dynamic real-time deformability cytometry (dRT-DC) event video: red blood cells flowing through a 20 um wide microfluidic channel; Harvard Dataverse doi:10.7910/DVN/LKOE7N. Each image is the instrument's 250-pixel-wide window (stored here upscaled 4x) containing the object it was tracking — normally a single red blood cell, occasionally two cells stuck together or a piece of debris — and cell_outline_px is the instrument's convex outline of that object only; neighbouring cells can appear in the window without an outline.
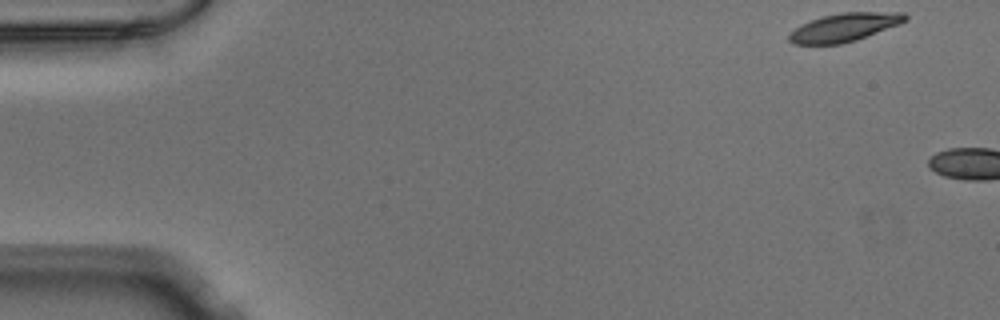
{"species": "Egyptian fruit bat (a non-hibernating species)", "species_latin": "Rousettus aegyptiacus", "temperature_condition": "warm", "stored_images_in_passage": 3, "camera_frame_rate_fps": 3000, "um_per_image_px": 0.085, "animal": {"sex": "male"}, "frame": {"image": 1, "passage_image": 1, "time_ms": 0.0, "image_size_px": [1000, 320], "cell_outline_px": [[908, 20], [900, 24], [856, 40], [840, 44], [792, 44], [788, 40], [788, 36], [800, 24], [820, 16], [844, 12], [904, 12], [908, 16]], "centroid_in_image_um": [71.78, 2.31], "position_along_channel_um": 13.2, "area_um2": 19.25}}